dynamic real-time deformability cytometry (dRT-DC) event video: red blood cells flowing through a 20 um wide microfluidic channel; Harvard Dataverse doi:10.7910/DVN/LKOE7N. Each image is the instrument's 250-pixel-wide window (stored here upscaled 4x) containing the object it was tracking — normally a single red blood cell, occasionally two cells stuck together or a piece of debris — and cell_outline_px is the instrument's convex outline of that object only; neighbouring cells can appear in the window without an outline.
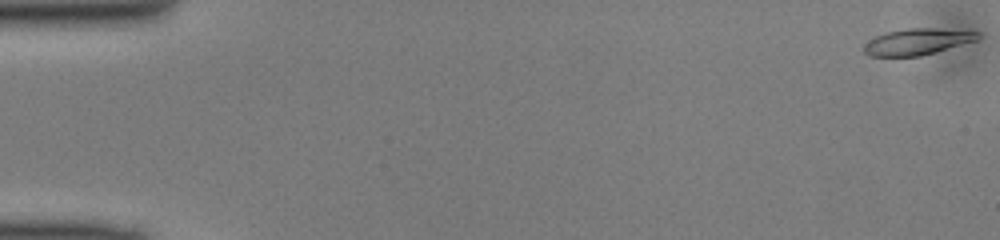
{"species": "common noctule bat (a hibernating species)", "species_latin": "Nyctalus noctula", "temperature_condition": "cold", "stored_images_in_passage": 50, "camera_frame_rate_fps": 3000, "um_per_image_px": 0.085, "animal": {"sex": "male", "body_mass_g": 13.0, "forearm_length_mm": 53.1}, "frame": {"image": 1, "passage_image": 1, "time_ms": 0.0, "image_size_px": [1000, 240], "cell_outline_px": [[980, 36], [976, 40], [920, 56], [868, 56], [864, 52], [864, 44], [876, 36], [884, 32], [908, 28], [936, 28], [980, 32]], "centroid_in_image_um": [77.94, 3.54], "position_along_channel_um": 7.1, "area_um2": 17.28}}
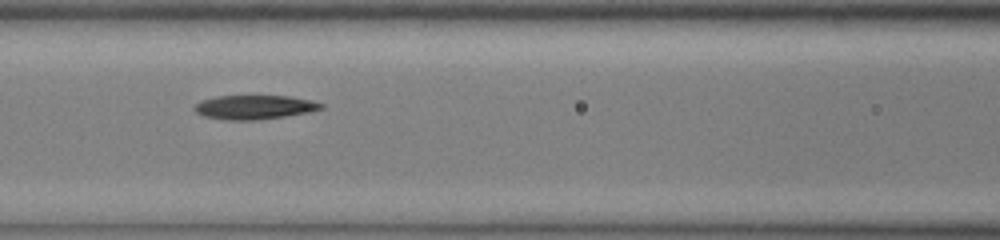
{"frame": {"image": 2, "passage_image": 22, "time_ms": 7.0, "image_size_px": [1000, 240], "cell_outline_px": [[324, 108], [308, 112], [284, 116], [256, 120], [224, 120], [204, 116], [196, 112], [192, 108], [200, 100], [216, 96], [292, 96], [324, 104]], "centroid_in_image_um": [21.58, 9.11], "position_along_channel_um": 145.0, "area_um2": 17.74}}
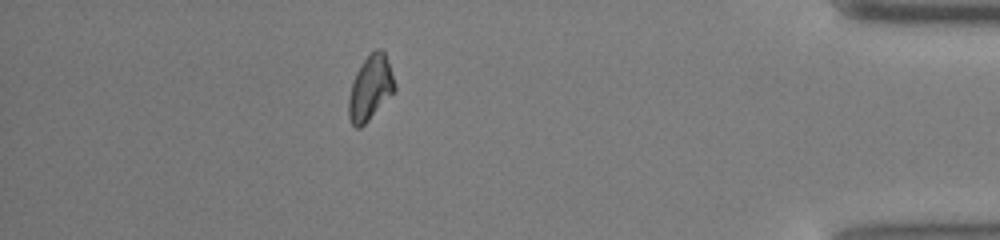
{"frame": {"image": 3, "passage_image": 44, "time_ms": 14.333, "image_size_px": [1000, 240], "cell_outline_px": [[396, 88], [368, 120], [360, 128], [356, 128], [352, 124], [348, 116], [348, 96], [356, 72], [364, 60], [376, 48], [380, 48], [384, 52], [396, 84]], "centroid_in_image_um": [31.45, 7.48], "position_along_channel_um": 403.7, "area_um2": 16.94}}